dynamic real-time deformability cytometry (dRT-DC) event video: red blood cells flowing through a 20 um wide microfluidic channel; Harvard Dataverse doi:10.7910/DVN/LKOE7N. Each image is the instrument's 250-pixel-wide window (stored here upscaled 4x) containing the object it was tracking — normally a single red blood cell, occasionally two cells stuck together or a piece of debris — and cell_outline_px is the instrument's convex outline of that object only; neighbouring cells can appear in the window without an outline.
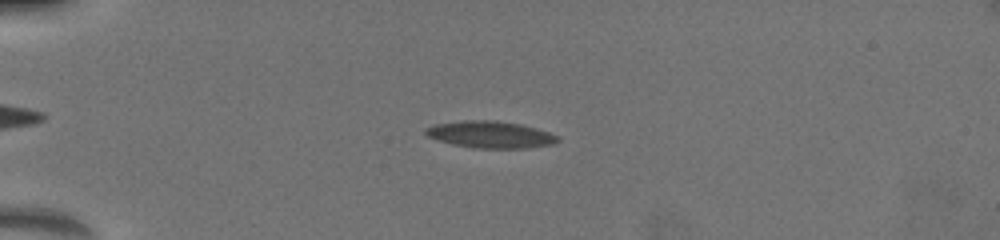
{"species": "common noctule bat (a hibernating species)", "species_latin": "Nyctalus noctula", "temperature_condition": "warm", "stored_images_in_passage": 36, "camera_frame_rate_fps": 3000, "um_per_image_px": 0.085, "animal": {"sex": "female", "body_mass_g": 19.5, "forearm_length_mm": 54.1}, "frame": {"image": 1, "passage_image": 30, "time_ms": 5.0, "image_size_px": [1000, 240], "cell_outline_px": [[560, 140], [548, 144], [520, 148], [476, 148], [456, 144], [440, 140], [428, 136], [424, 132], [424, 128], [436, 124], [464, 120], [496, 120], [520, 124], [548, 132], [556, 136]], "centroid_in_image_um": [41.63, 11.42], "position_along_channel_um": 43.4, "area_um2": 20.11}}